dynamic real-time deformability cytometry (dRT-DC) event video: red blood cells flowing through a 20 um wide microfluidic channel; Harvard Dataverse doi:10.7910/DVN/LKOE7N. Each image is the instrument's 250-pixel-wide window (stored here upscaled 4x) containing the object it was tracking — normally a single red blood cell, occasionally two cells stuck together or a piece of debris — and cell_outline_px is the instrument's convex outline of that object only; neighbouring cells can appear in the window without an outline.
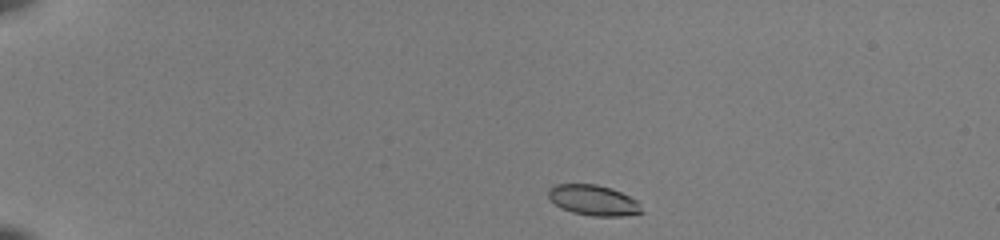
{"species": "common noctule bat (a hibernating species)", "species_latin": "Nyctalus noctula", "temperature_condition": "room temperature", "stored_images_in_passage": 42, "camera_frame_rate_fps": 3000, "um_per_image_px": 0.085, "animal": {"sex": "female", "body_mass_g": 22.0, "forearm_length_mm": 56.7}, "frame": {"image": 1, "passage_image": 1, "time_ms": 0.0, "image_size_px": [1000, 240], "cell_outline_px": [[644, 212], [624, 216], [592, 216], [572, 212], [560, 208], [548, 196], [548, 188], [556, 184], [596, 184], [612, 188], [636, 200]], "centroid_in_image_um": [50.43, 17.02], "position_along_channel_um": 34.6, "area_um2": 16.53}}
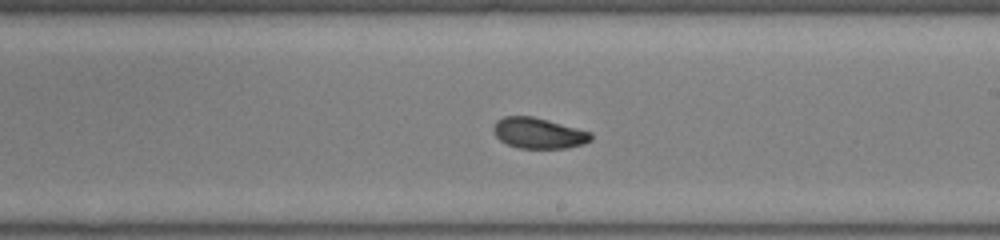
{"frame": {"image": 2, "passage_image": 23, "time_ms": 7.333, "image_size_px": [1000, 240], "cell_outline_px": [[592, 140], [584, 144], [568, 148], [520, 148], [508, 144], [500, 140], [492, 132], [492, 128], [496, 120], [504, 116], [532, 116], [548, 120], [592, 132]], "centroid_in_image_um": [45.78, 11.31], "position_along_channel_um": 243.2, "area_um2": 17.57}}
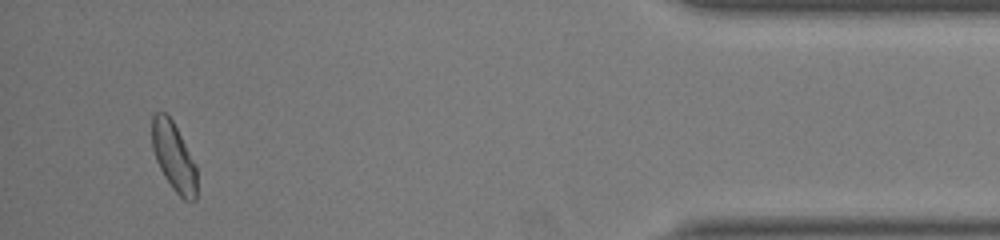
{"frame": {"image": 3, "passage_image": 40, "time_ms": 13.0, "image_size_px": [1000, 240], "cell_outline_px": [[196, 200], [184, 200], [172, 188], [164, 176], [156, 160], [152, 148], [152, 116], [156, 112], [164, 112], [172, 120], [196, 164]], "centroid_in_image_um": [14.76, 13.32], "position_along_channel_um": 420.4, "area_um2": 17.74}, "authors_computed_cell_mechanics": {"area_um2": 17.7157, "velocity_mm_per_s": 3.9924, "shape_relaxation_time_tau1_ms": 6.1717, "shape_relaxation_time_tau2_ms": 1.638, "deformation_change_tau1": 0.1826, "deformation_change_tau2": 0.0621}}